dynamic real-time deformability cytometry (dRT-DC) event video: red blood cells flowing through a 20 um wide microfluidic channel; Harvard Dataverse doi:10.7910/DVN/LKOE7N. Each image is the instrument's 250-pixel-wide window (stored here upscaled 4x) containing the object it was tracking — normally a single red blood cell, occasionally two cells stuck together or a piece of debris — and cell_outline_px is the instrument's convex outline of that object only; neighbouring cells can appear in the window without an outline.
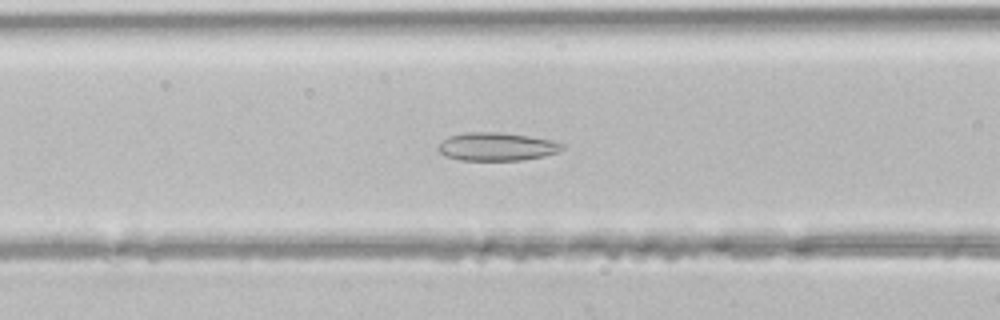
{"species": "common noctule bat (a hibernating species)", "species_latin": "Nyctalus noctula", "temperature_condition": "room temperature", "stored_images_in_passage": 41, "camera_frame_rate_fps": 3000, "um_per_image_px": 0.085, "animal": {"sex": "male", "body_mass_g": 21.5, "forearm_length_mm": 52.0}, "frame": {"image": 1, "passage_image": 13, "time_ms": 4.0, "image_size_px": [1000, 320], "cell_outline_px": [[564, 148], [560, 152], [544, 156], [520, 160], [460, 160], [448, 156], [440, 152], [436, 148], [448, 136], [464, 132], [500, 132], [528, 136], [552, 140], [564, 144]], "centroid_in_image_um": [42.25, 12.46], "position_along_channel_um": 124.4, "area_um2": 20.35}}
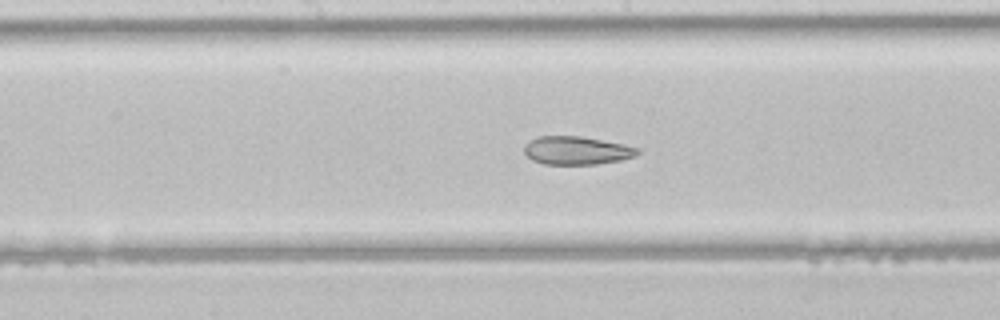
{"frame": {"image": 2, "passage_image": 18, "time_ms": 5.667, "image_size_px": [1000, 320], "cell_outline_px": [[640, 152], [636, 156], [620, 160], [596, 164], [544, 164], [532, 160], [524, 152], [524, 144], [536, 136], [580, 136], [640, 148]], "centroid_in_image_um": [48.98, 12.79], "position_along_channel_um": 199.2, "area_um2": 18.55}}
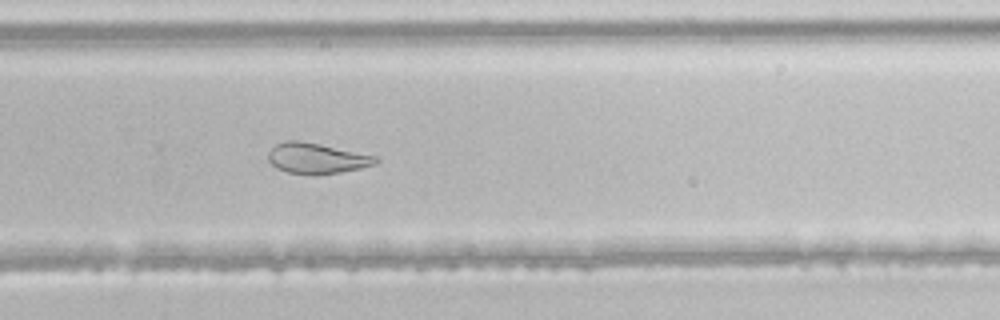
{"frame": {"image": 3, "passage_image": 25, "time_ms": 8.0, "image_size_px": [1000, 320], "cell_outline_px": [[380, 160], [376, 164], [360, 168], [340, 172], [316, 176], [312, 176], [288, 172], [276, 168], [268, 160], [268, 152], [276, 144], [284, 140], [296, 140], [320, 144], [380, 156]], "centroid_in_image_um": [26.95, 13.46], "position_along_channel_um": 302.9, "area_um2": 19.54}}